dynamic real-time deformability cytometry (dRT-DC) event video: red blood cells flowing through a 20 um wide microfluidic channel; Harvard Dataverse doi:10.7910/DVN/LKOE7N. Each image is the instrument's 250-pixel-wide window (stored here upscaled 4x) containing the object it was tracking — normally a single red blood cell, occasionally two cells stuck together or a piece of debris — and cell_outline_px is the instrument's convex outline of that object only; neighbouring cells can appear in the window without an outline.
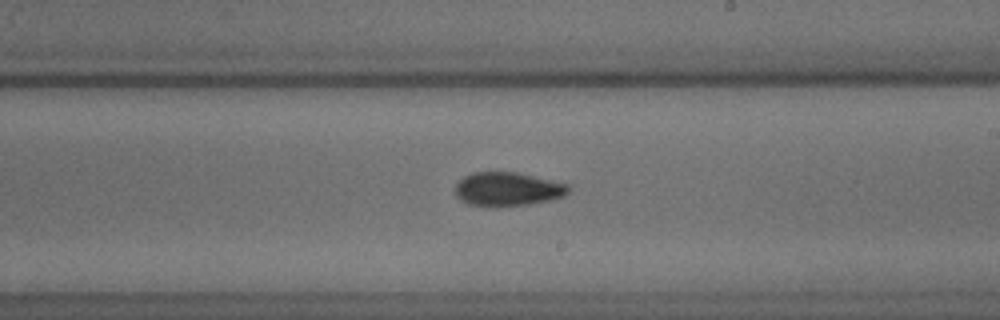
{"species": "common noctule bat (a hibernating species)", "species_latin": "Nyctalus noctula", "temperature_condition": "cold", "stored_images_in_passage": 44, "camera_frame_rate_fps": 3000, "um_per_image_px": 0.085, "animal": {"sex": "male", "body_mass_g": 18.8}, "frame": {"image": 1, "passage_image": 32, "time_ms": 10.333, "image_size_px": [1000, 320], "cell_outline_px": [[572, 184], [568, 192], [564, 196], [552, 200], [528, 204], [468, 204], [460, 200], [456, 196], [456, 184], [464, 176], [472, 172], [516, 172]], "centroid_in_image_um": [43.21, 16.03], "position_along_channel_um": 245.8, "area_um2": 21.91}}